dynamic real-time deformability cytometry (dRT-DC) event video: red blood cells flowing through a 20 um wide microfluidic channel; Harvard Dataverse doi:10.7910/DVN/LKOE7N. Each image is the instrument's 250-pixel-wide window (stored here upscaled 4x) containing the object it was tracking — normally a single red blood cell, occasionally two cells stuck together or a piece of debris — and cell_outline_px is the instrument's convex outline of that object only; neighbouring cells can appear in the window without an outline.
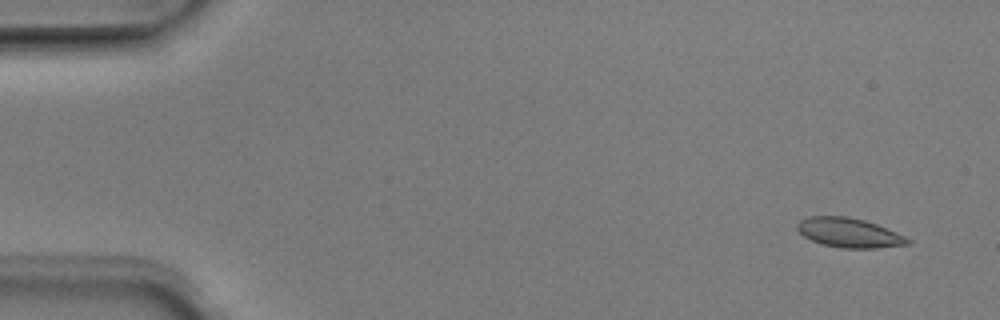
{"species": "Egyptian fruit bat (a non-hibernating species)", "species_latin": "Rousettus aegyptiacus", "temperature_condition": "room temperature", "stored_images_in_passage": 6, "camera_frame_rate_fps": 3000, "um_per_image_px": 0.085, "animal": {"sex": "male"}, "frame": {"image": 1, "passage_image": 1, "time_ms": 0.0, "image_size_px": [1000, 320], "cell_outline_px": [[912, 240], [908, 244], [876, 248], [840, 248], [820, 244], [804, 236], [796, 228], [796, 224], [800, 220], [808, 216], [848, 216], [864, 220], [876, 224], [896, 232]], "centroid_in_image_um": [72.14, 19.78], "position_along_channel_um": 12.9, "area_um2": 18.96}}
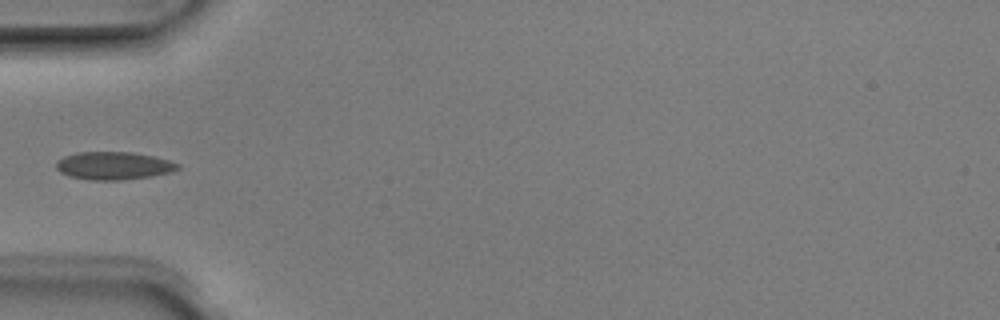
{"frame": {"image": 2, "passage_image": 5, "time_ms": 1.333, "image_size_px": [1000, 320], "cell_outline_px": [[180, 168], [172, 172], [152, 176], [120, 180], [88, 180], [68, 176], [60, 172], [56, 168], [56, 160], [64, 156], [76, 152], [132, 152], [156, 156], [180, 164]], "centroid_in_image_um": [9.65, 14.08], "position_along_channel_um": 75.3, "area_um2": 20.0}}
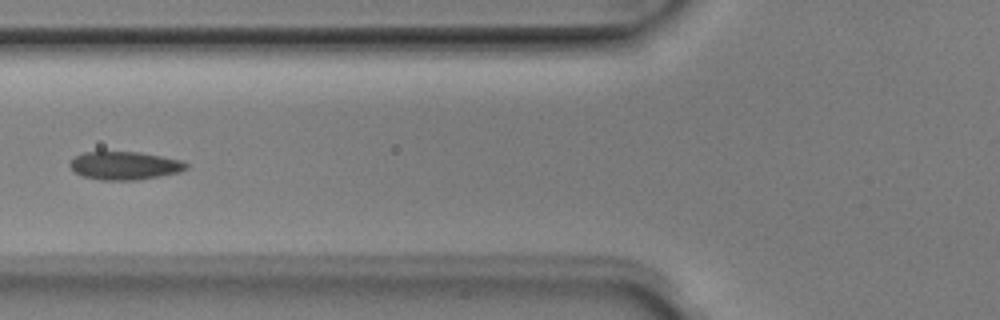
{"frame": {"image": 3, "passage_image": 6, "time_ms": 1.667, "image_size_px": [1000, 320], "cell_outline_px": [[188, 168], [180, 172], [136, 180], [100, 180], [84, 176], [76, 172], [68, 164], [76, 156], [84, 152], [140, 152], [180, 160], [188, 164]], "centroid_in_image_um": [10.61, 14.08], "position_along_channel_um": 115.2, "area_um2": 18.84}}